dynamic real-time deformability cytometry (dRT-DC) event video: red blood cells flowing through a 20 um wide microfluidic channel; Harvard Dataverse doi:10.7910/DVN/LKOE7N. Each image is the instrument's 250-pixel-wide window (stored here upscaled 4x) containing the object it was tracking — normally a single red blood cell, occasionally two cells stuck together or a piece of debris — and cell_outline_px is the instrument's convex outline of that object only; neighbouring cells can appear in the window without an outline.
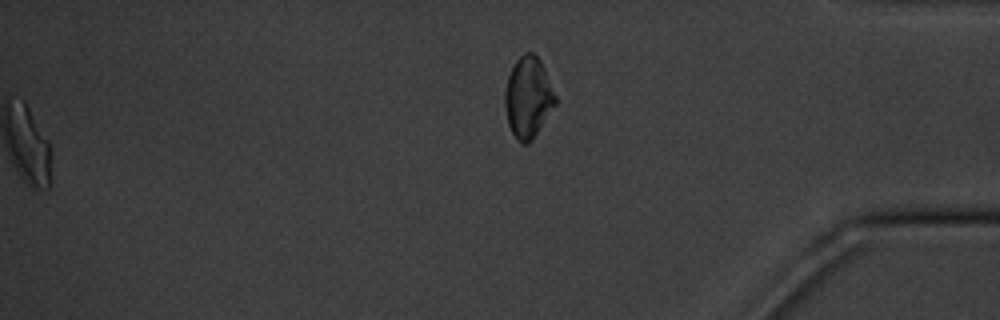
{"species": "common noctule bat (a hibernating species)", "species_latin": "Nyctalus noctula", "temperature_condition": "cold", "stored_images_in_passage": 17, "segment_of_instrument_passage": [2, 2], "camera_frame_rate_fps": 3000, "um_per_image_px": 0.085, "animal": {"sex": "male", "body_mass_g": 20.1, "forearm_length_mm": 53.5}, "frame": {"image": 1, "passage_image": 17, "time_ms": 18.333, "image_size_px": [1000, 320], "cell_outline_px": [[556, 104], [532, 140], [528, 144], [520, 144], [512, 132], [508, 124], [504, 104], [504, 92], [508, 76], [516, 60], [524, 52], [532, 52], [540, 60], [544, 68], [556, 96]], "centroid_in_image_um": [44.88, 8.29], "position_along_channel_um": 390.3, "area_um2": 23.76}}